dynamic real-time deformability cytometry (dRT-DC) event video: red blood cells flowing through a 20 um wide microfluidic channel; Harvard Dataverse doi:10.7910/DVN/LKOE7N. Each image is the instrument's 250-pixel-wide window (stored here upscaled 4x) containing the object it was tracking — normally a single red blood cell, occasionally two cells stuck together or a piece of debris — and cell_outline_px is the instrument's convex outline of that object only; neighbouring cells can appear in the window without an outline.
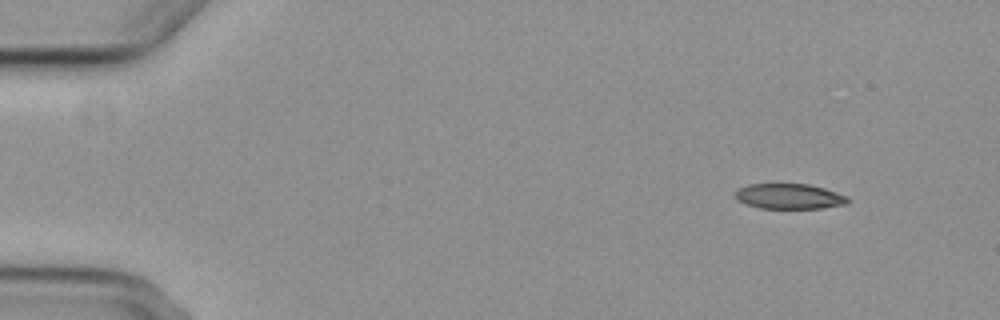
{"species": "common noctule bat (a hibernating species)", "species_latin": "Nyctalus noctula", "temperature_condition": "cold", "stored_images_in_passage": 4, "camera_frame_rate_fps": 3000, "um_per_image_px": 0.085, "animal": {"sex": "female", "body_mass_g": 29.2, "forearm_length_mm": 56.3}, "frame": {"image": 1, "passage_image": 1, "time_ms": 0.0, "image_size_px": [1000, 320], "cell_outline_px": [[848, 204], [824, 208], [760, 208], [736, 200], [732, 196], [736, 188], [748, 184], [808, 184], [824, 188], [848, 196]], "centroid_in_image_um": [67.04, 16.68], "position_along_channel_um": 18.0, "area_um2": 16.76}}